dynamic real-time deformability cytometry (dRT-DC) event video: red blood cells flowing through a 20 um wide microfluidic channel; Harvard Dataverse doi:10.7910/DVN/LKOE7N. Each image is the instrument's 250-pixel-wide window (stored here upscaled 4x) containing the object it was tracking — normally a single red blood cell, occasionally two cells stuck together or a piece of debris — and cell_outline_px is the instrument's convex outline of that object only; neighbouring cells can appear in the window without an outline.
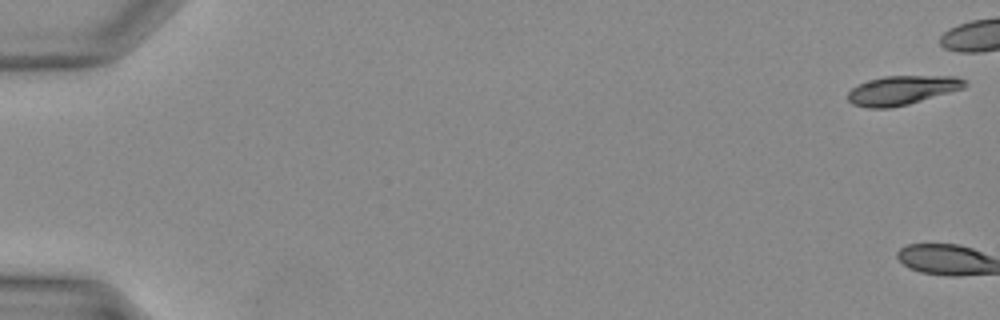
{"species": "Egyptian fruit bat (a non-hibernating species)", "species_latin": "Rousettus aegyptiacus", "temperature_condition": "warm", "stored_images_in_passage": 3, "camera_frame_rate_fps": 3000, "um_per_image_px": 0.085, "animal": {"sex": "female"}, "frame": {"image": 1, "passage_image": 1, "time_ms": 0.0, "image_size_px": [1000, 320], "cell_outline_px": [[968, 84], [964, 88], [908, 104], [892, 108], [868, 108], [852, 104], [848, 100], [848, 92], [852, 88], [868, 80], [884, 76], [956, 76], [964, 80]], "centroid_in_image_um": [76.67, 7.67], "position_along_channel_um": 8.3, "area_um2": 19.77}}